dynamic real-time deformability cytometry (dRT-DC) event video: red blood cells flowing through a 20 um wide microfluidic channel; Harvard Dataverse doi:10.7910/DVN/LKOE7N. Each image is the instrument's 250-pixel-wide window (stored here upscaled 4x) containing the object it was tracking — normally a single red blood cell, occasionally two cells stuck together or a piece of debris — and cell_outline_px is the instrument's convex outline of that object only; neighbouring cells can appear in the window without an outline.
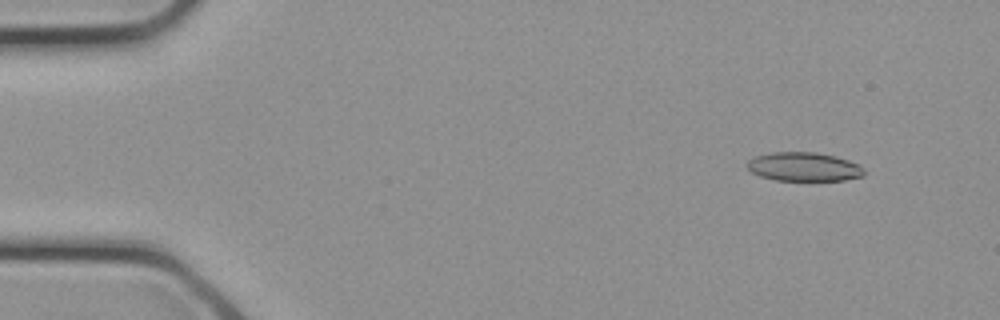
{"species": "common noctule bat (a hibernating species)", "species_latin": "Nyctalus noctula", "temperature_condition": "cold", "stored_images_in_passage": 31, "camera_frame_rate_fps": 3000, "um_per_image_px": 0.085, "animal": {"sex": "female", "body_mass_g": 21.9}, "frame": {"image": 1, "passage_image": 3, "time_ms": 0.667, "image_size_px": [1000, 320], "cell_outline_px": [[864, 176], [844, 180], [776, 180], [760, 176], [752, 172], [748, 168], [748, 160], [756, 156], [772, 152], [816, 152], [836, 156], [848, 160], [864, 168]], "centroid_in_image_um": [68.34, 14.17], "position_along_channel_um": 16.7, "area_um2": 19.54}}
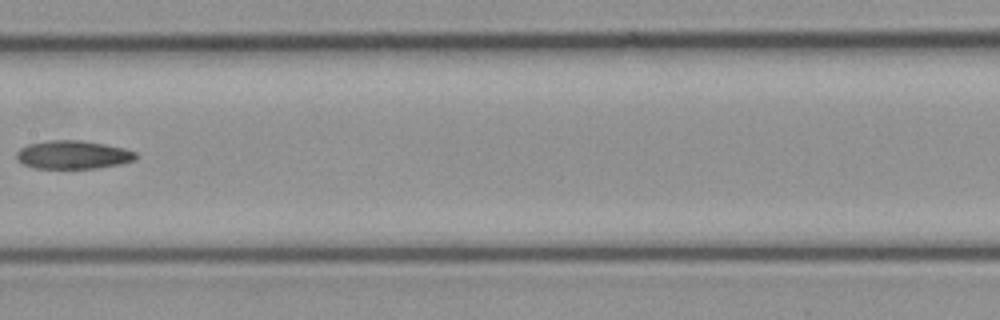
{"frame": {"image": 2, "passage_image": 16, "time_ms": 5.0, "image_size_px": [1000, 320], "cell_outline_px": [[136, 160], [120, 164], [100, 168], [36, 168], [24, 164], [16, 160], [16, 152], [20, 148], [28, 144], [48, 140], [80, 140], [104, 144], [124, 148], [136, 152]], "centroid_in_image_um": [6.2, 13.15], "position_along_channel_um": 201.2, "area_um2": 19.77}}
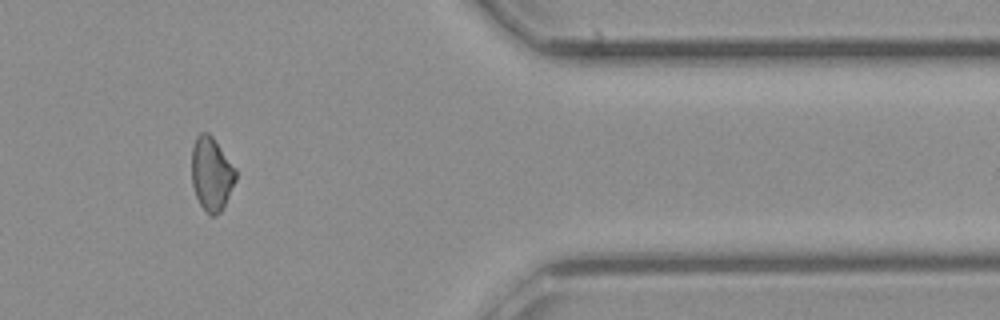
{"frame": {"image": 3, "passage_image": 26, "time_ms": 8.333, "image_size_px": [1000, 320], "cell_outline_px": [[236, 180], [224, 208], [216, 216], [212, 216], [200, 204], [196, 196], [192, 184], [192, 144], [196, 136], [200, 132], [208, 132], [212, 136], [236, 168]], "centroid_in_image_um": [17.98, 14.77], "position_along_channel_um": 393.4, "area_um2": 19.02}}